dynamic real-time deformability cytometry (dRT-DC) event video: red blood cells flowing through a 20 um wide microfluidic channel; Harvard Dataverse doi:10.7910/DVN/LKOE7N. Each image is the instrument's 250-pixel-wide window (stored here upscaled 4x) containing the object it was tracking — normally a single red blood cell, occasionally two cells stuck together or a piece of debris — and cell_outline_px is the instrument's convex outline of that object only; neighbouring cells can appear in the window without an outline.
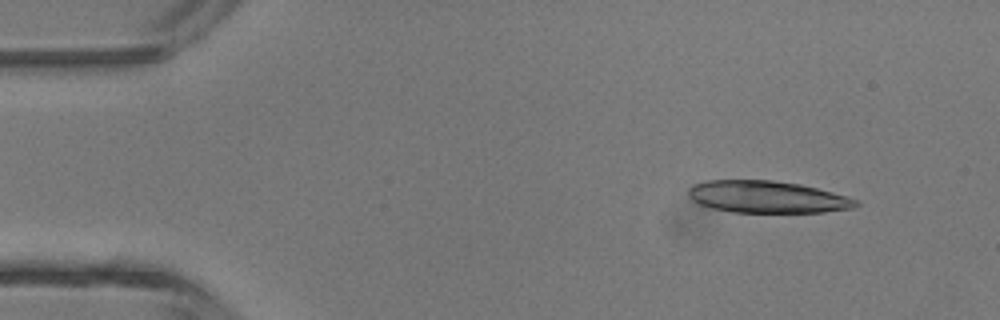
{"species": "common noctule bat (a hibernating species)", "species_latin": "Nyctalus noctula", "temperature_condition": "room temperature", "stored_images_in_passage": 4, "camera_frame_rate_fps": 3000, "um_per_image_px": 0.085, "animal": {"sex": "male", "body_mass_g": 13.3}, "frame": {"image": 1, "passage_image": 2, "time_ms": 1.333, "image_size_px": [1000, 320], "cell_outline_px": [[860, 204], [856, 208], [824, 212], [732, 212], [712, 208], [700, 204], [692, 200], [688, 196], [688, 188], [692, 184], [708, 180], [772, 180], [800, 184], [848, 196], [860, 200]], "centroid_in_image_um": [65.23, 16.74], "position_along_channel_um": 19.8, "area_um2": 31.5}}